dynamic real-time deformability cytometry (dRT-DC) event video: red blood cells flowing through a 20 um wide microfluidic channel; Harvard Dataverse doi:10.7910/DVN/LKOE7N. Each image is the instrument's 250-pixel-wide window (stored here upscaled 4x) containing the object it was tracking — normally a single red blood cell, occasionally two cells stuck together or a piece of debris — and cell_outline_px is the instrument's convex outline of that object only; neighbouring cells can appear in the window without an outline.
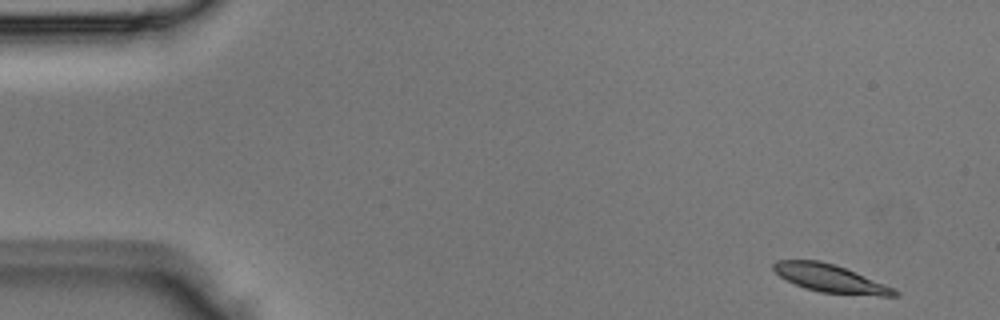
{"species": "Egyptian fruit bat (a non-hibernating species)", "species_latin": "Rousettus aegyptiacus", "temperature_condition": "room temperature", "stored_images_in_passage": 4, "camera_frame_rate_fps": 3000, "um_per_image_px": 0.085, "animal": {"sex": "male"}, "frame": {"image": 1, "passage_image": 1, "time_ms": 0.0, "image_size_px": [1000, 320], "cell_outline_px": [[900, 296], [880, 296], [820, 292], [804, 288], [780, 276], [772, 268], [772, 264], [776, 260], [820, 260], [844, 268], [884, 284], [900, 292]], "centroid_in_image_um": [70.55, 23.67], "position_along_channel_um": 14.4, "area_um2": 19.31}}